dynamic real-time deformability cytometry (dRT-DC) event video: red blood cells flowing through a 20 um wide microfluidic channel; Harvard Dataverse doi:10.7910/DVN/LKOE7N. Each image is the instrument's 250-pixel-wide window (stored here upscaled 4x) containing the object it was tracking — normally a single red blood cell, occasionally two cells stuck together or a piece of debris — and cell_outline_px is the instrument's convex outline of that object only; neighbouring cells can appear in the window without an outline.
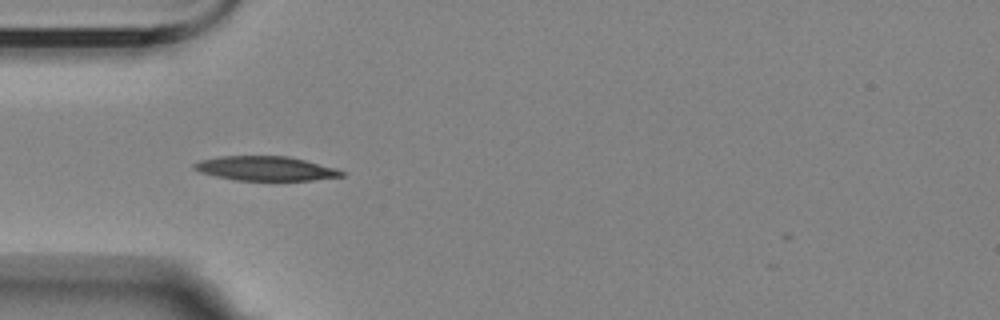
{"species": "Egyptian fruit bat (a non-hibernating species)", "species_latin": "Rousettus aegyptiacus", "temperature_condition": "room temperature", "stored_images_in_passage": 37, "camera_frame_rate_fps": 3000, "um_per_image_px": 0.085, "animal": {"sex": "female"}, "frame": {"image": 1, "passage_image": 1, "time_ms": 0.0, "image_size_px": [1000, 320], "cell_outline_px": [[344, 176], [312, 180], [236, 180], [216, 176], [200, 172], [192, 168], [192, 164], [200, 160], [220, 156], [288, 156], [336, 168], [344, 172]], "centroid_in_image_um": [22.55, 14.32], "position_along_channel_um": 62.5, "area_um2": 20.81}}
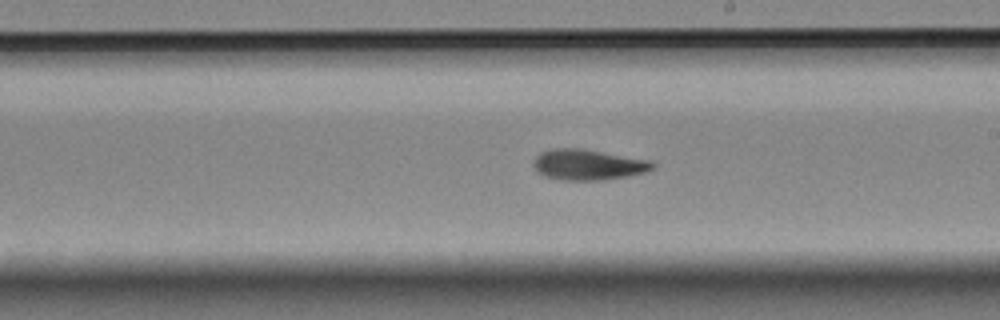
{"frame": {"image": 2, "passage_image": 16, "time_ms": 5.0, "image_size_px": [1000, 320], "cell_outline_px": [[656, 164], [648, 172], [628, 176], [604, 180], [560, 180], [544, 176], [536, 172], [532, 164], [536, 156], [540, 152], [552, 148], [576, 148], [652, 160]], "centroid_in_image_um": [49.97, 14.01], "position_along_channel_um": 239.0, "area_um2": 21.44}}
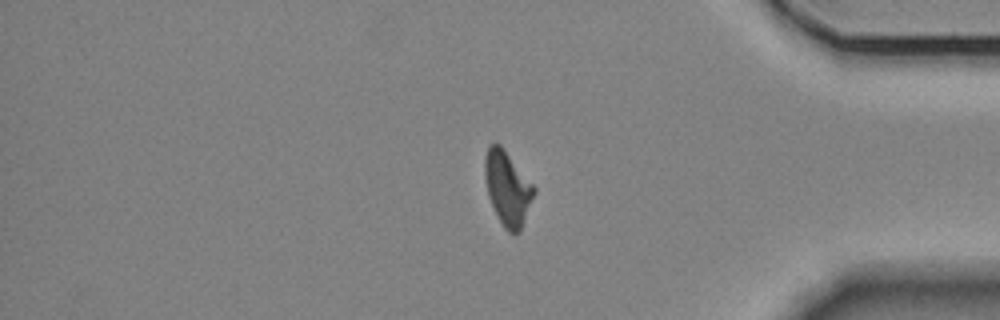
{"frame": {"image": 3, "passage_image": 31, "time_ms": 10.0, "image_size_px": [1000, 320], "cell_outline_px": [[536, 192], [520, 232], [508, 232], [504, 228], [488, 196], [484, 176], [484, 160], [488, 144], [496, 140], [504, 148], [536, 188]], "centroid_in_image_um": [43.13, 15.95], "position_along_channel_um": 392.1, "area_um2": 21.39}}